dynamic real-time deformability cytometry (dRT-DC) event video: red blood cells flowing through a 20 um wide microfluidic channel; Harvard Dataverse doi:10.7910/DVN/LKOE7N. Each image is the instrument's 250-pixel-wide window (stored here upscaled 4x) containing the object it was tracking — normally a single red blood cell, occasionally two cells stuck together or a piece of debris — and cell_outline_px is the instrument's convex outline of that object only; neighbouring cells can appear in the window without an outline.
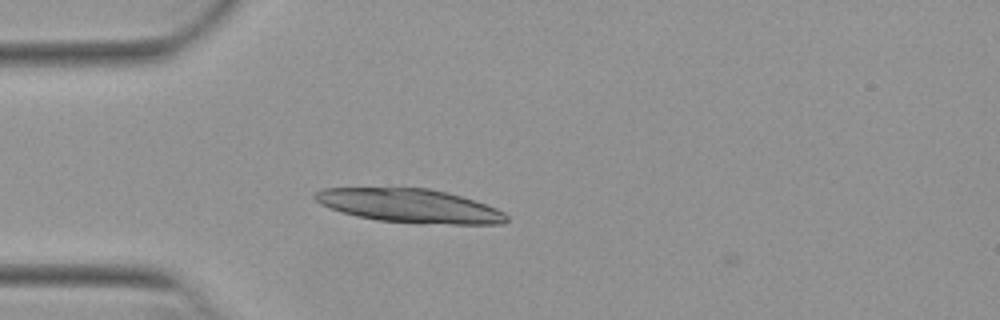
{"species": "Egyptian fruit bat (a non-hibernating species)", "species_latin": "Rousettus aegyptiacus", "temperature_condition": "warm", "stored_images_in_passage": 3, "camera_frame_rate_fps": 3000, "um_per_image_px": 0.085, "animal": {"sex": "female"}, "frame": {"image": 1, "passage_image": 2, "time_ms": 0.333, "image_size_px": [1000, 320], "cell_outline_px": [[508, 220], [504, 224], [420, 224], [376, 220], [356, 216], [340, 212], [320, 204], [312, 196], [320, 188], [428, 188], [448, 192], [496, 208], [504, 212], [508, 216]], "centroid_in_image_um": [34.81, 17.5], "position_along_channel_um": 50.2, "area_um2": 37.86}}